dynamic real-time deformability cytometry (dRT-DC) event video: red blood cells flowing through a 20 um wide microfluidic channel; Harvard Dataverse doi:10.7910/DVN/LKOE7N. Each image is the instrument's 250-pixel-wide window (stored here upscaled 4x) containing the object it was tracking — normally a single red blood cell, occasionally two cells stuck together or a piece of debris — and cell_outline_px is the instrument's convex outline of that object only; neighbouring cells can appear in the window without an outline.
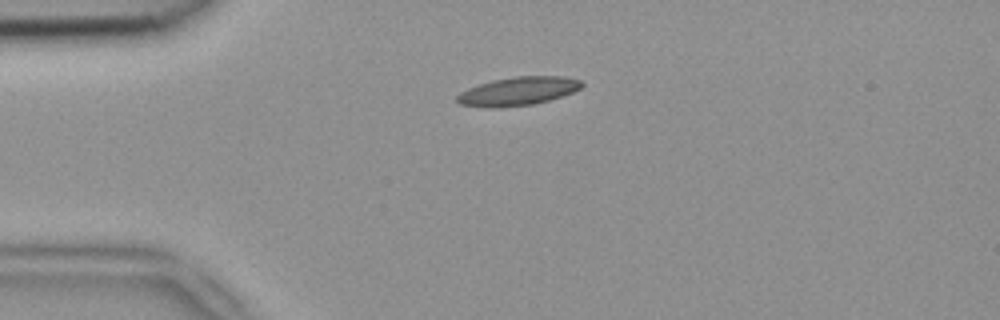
{"species": "common noctule bat (a hibernating species)", "species_latin": "Nyctalus noctula", "temperature_condition": "room temperature", "stored_images_in_passage": 41, "camera_frame_rate_fps": 3000, "um_per_image_px": 0.085, "animal": {"sex": "female", "body_mass_g": 18.4}, "frame": {"image": 1, "passage_image": 2, "time_ms": 0.333, "image_size_px": [1000, 320], "cell_outline_px": [[584, 84], [580, 88], [572, 92], [548, 100], [532, 104], [460, 104], [456, 100], [456, 96], [460, 92], [468, 88], [492, 80], [516, 76], [564, 76], [580, 80]], "centroid_in_image_um": [44.12, 7.67], "position_along_channel_um": 40.9, "area_um2": 19.42}}
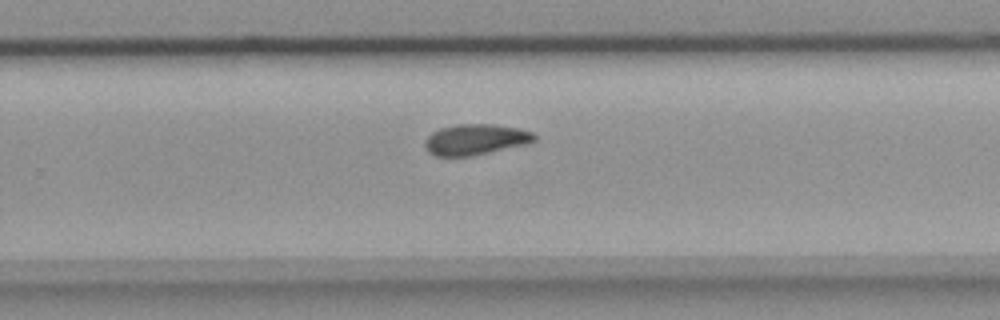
{"frame": {"image": 2, "passage_image": 23, "time_ms": 7.333, "image_size_px": [1000, 320], "cell_outline_px": [[536, 140], [528, 144], [472, 156], [436, 156], [428, 152], [424, 144], [424, 140], [432, 132], [440, 128], [456, 124], [492, 124], [520, 128], [532, 132], [536, 136]], "centroid_in_image_um": [40.42, 11.86], "position_along_channel_um": 289.4, "area_um2": 19.83}}
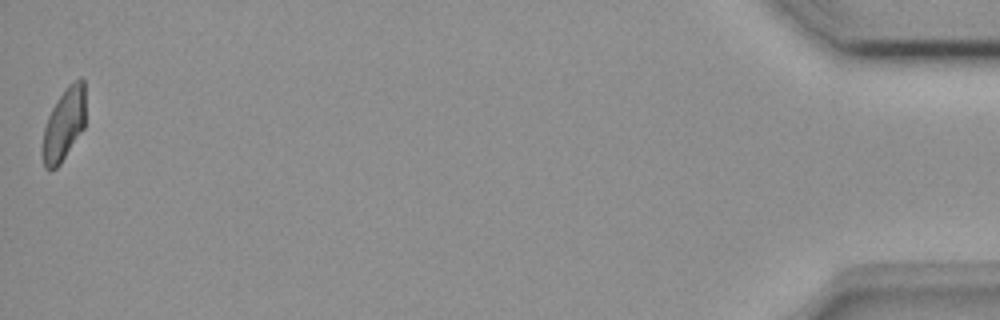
{"frame": {"image": 3, "passage_image": 41, "time_ms": 13.333, "image_size_px": [1000, 320], "cell_outline_px": [[84, 128], [60, 164], [56, 168], [44, 168], [40, 152], [44, 128], [48, 116], [56, 100], [68, 84], [72, 80], [80, 76], [84, 80]], "centroid_in_image_um": [5.41, 10.56], "position_along_channel_um": 429.8, "area_um2": 18.38}, "authors_computed_cell_mechanics": {"area_um2": 19.4208, "velocity_mm_per_s": 3.9228, "shape_relaxation_time_tau1_ms": null, "shape_relaxation_time_tau2_ms": 4.1627, "deformation_change_tau1": null, "deformation_change_tau2": 0.0985}}